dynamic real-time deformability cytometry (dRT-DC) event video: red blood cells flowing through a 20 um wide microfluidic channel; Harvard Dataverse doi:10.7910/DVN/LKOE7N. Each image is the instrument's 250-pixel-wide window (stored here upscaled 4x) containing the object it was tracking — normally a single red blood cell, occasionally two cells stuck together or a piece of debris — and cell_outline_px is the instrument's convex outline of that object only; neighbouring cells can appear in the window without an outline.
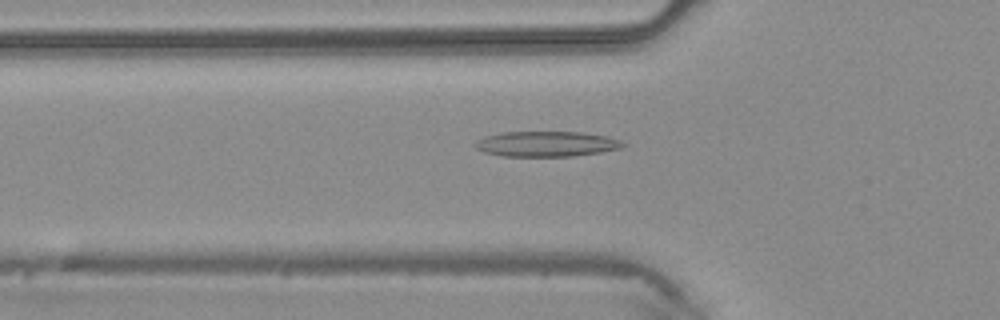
{"species": "common noctule bat (a hibernating species)", "species_latin": "Nyctalus noctula", "temperature_condition": "warm", "stored_images_in_passage": 46, "camera_frame_rate_fps": 3000, "um_per_image_px": 0.085, "animal": {"sex": "male", "body_mass_g": 20.4}, "frame": {"image": 1, "passage_image": 16, "time_ms": 5.0, "image_size_px": [1000, 320], "cell_outline_px": [[624, 144], [620, 148], [600, 152], [572, 156], [504, 156], [484, 152], [476, 148], [472, 144], [476, 140], [484, 136], [504, 132], [580, 132], [608, 136], [620, 140]], "centroid_in_image_um": [46.4, 12.23], "position_along_channel_um": 79.4, "area_um2": 21.73}}
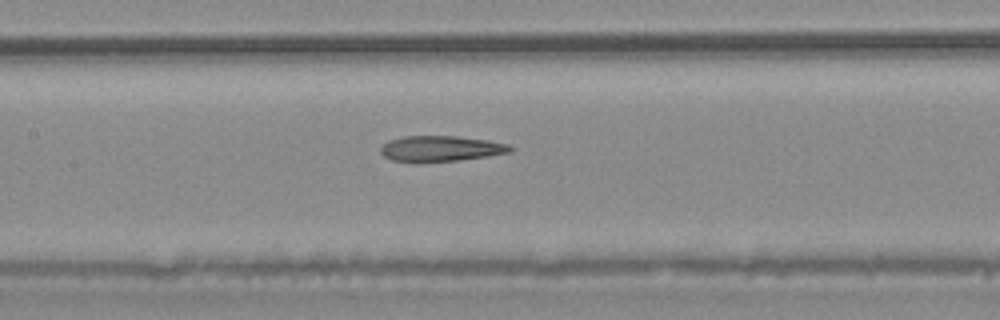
{"frame": {"image": 2, "passage_image": 22, "time_ms": 7.0, "image_size_px": [1000, 320], "cell_outline_px": [[512, 152], [488, 156], [456, 160], [416, 164], [392, 160], [384, 156], [380, 152], [380, 148], [384, 144], [392, 140], [404, 136], [456, 136], [488, 140], [508, 144], [512, 148]], "centroid_in_image_um": [37.44, 12.65], "position_along_channel_um": 170.0, "area_um2": 19.59}}
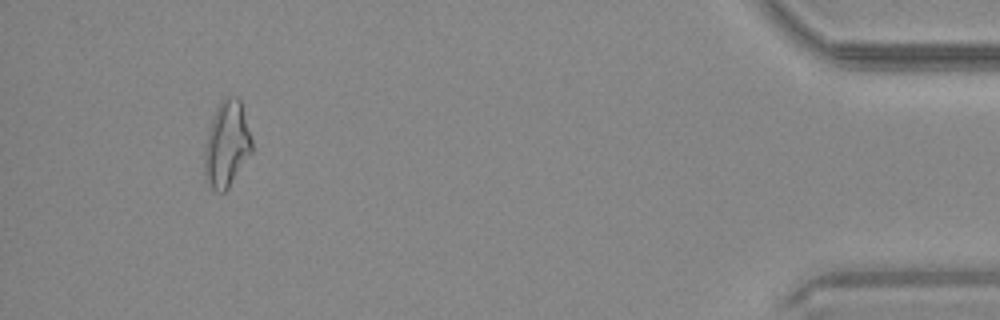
{"frame": {"image": 3, "passage_image": 43, "time_ms": 14.0, "image_size_px": [1000, 320], "cell_outline_px": [[252, 152], [228, 188], [224, 192], [216, 192], [204, 180], [204, 152], [208, 132], [216, 108], [224, 96], [236, 96], [240, 100], [252, 140]], "centroid_in_image_um": [19.26, 12.28], "position_along_channel_um": 415.9, "area_um2": 23.7}}